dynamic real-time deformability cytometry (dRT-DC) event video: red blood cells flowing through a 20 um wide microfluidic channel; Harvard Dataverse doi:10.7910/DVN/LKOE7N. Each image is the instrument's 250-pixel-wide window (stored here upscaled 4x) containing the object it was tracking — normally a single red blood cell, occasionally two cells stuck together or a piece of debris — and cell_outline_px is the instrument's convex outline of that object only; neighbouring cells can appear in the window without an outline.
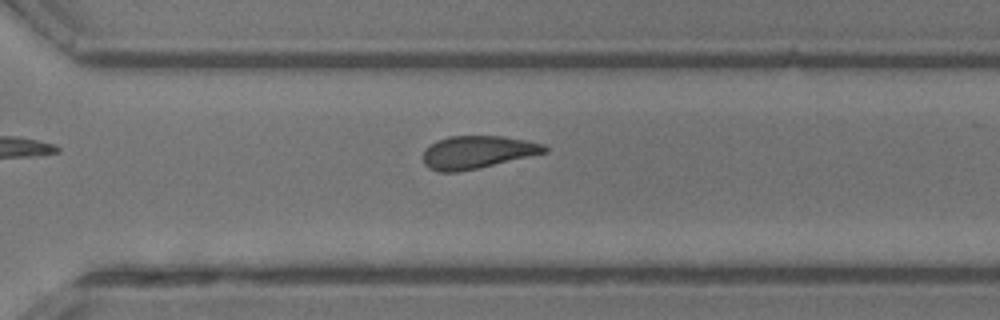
{"species": "common noctule bat (a hibernating species)", "species_latin": "Nyctalus noctula", "temperature_condition": "room temperature", "stored_images_in_passage": 16, "camera_frame_rate_fps": 3000, "um_per_image_px": 0.085, "animal": {"sex": "male", "body_mass_g": 13.3}, "frame": {"image": 1, "passage_image": 16, "time_ms": 5.0, "image_size_px": [1000, 320], "cell_outline_px": [[548, 152], [480, 168], [456, 172], [440, 172], [428, 168], [424, 164], [424, 152], [436, 140], [448, 136], [504, 136], [528, 140], [544, 144], [548, 148]], "centroid_in_image_um": [40.61, 12.93], "position_along_channel_um": 330.0, "area_um2": 23.29}}